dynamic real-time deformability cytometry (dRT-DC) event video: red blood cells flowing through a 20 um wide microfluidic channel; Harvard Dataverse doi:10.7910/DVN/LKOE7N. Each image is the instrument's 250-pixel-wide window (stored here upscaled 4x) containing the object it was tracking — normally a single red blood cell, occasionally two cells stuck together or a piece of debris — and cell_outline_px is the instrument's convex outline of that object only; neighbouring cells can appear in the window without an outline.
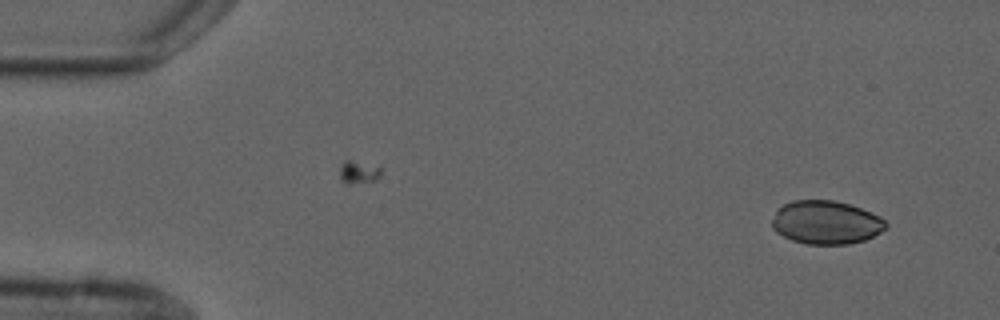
{"species": "common noctule bat (a hibernating species)", "species_latin": "Nyctalus noctula", "temperature_condition": "cold", "stored_images_in_passage": 4, "camera_frame_rate_fps": 3000, "um_per_image_px": 0.085, "animal": {"sex": "male", "forearm_length_mm": 52.5}, "frame": {"image": 1, "passage_image": 1, "time_ms": 0.0, "image_size_px": [1000, 320], "cell_outline_px": [[888, 228], [864, 240], [848, 244], [808, 244], [792, 240], [776, 232], [772, 228], [772, 220], [776, 208], [792, 200], [832, 200], [848, 204], [860, 208], [880, 216], [888, 224]], "centroid_in_image_um": [70.19, 18.9], "position_along_channel_um": 14.8, "area_um2": 28.84}}